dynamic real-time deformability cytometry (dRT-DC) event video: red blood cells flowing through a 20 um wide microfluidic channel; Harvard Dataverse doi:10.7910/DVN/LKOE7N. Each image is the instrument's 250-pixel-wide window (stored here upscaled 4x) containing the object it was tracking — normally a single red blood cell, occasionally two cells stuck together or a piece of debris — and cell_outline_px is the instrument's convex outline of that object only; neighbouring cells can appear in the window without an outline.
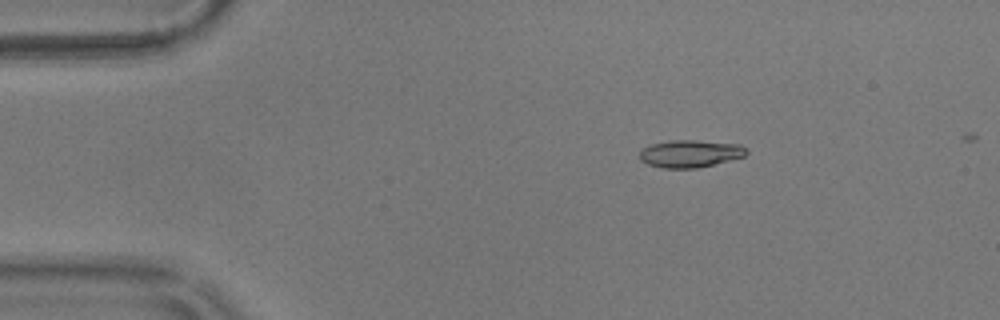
{"species": "common noctule bat (a hibernating species)", "species_latin": "Nyctalus noctula", "temperature_condition": "warm", "stored_images_in_passage": 54, "camera_frame_rate_fps": 3000, "um_per_image_px": 0.085, "animal": {"sex": "male", "body_mass_g": 17.9}, "frame": {"image": 1, "passage_image": 6, "time_ms": 1.667, "image_size_px": [1000, 320], "cell_outline_px": [[748, 152], [744, 156], [696, 168], [664, 168], [648, 164], [640, 160], [640, 152], [648, 144], [668, 140], [696, 140], [740, 144], [748, 148]], "centroid_in_image_um": [58.65, 13.04], "position_along_channel_um": 26.3, "area_um2": 17.05}}
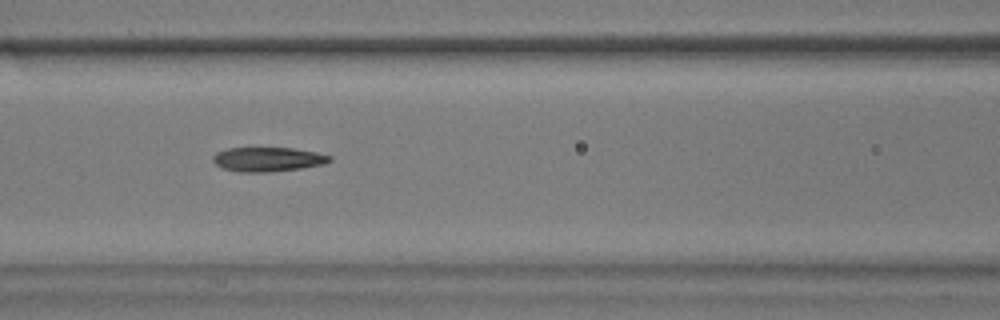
{"frame": {"image": 2, "passage_image": 21, "time_ms": 6.667, "image_size_px": [1000, 320], "cell_outline_px": [[332, 160], [324, 164], [300, 168], [268, 172], [240, 172], [224, 168], [216, 164], [212, 160], [212, 156], [216, 152], [228, 148], [292, 148], [316, 152], [332, 156]], "centroid_in_image_um": [22.77, 13.54], "position_along_channel_um": 143.8, "area_um2": 16.47}}
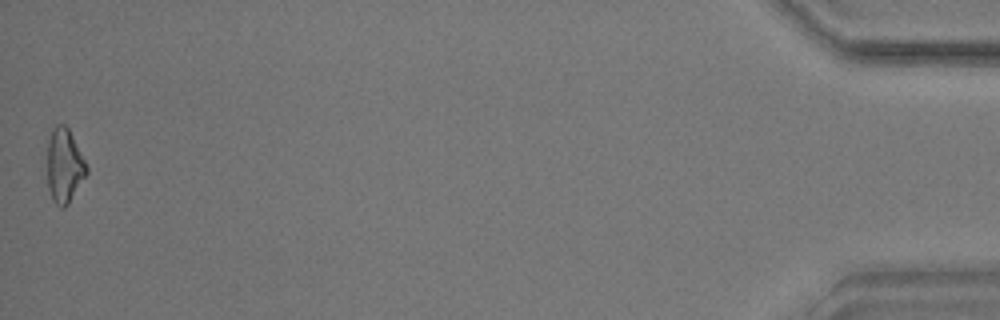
{"frame": {"image": 3, "passage_image": 53, "time_ms": 17.333, "image_size_px": [1000, 320], "cell_outline_px": [[88, 172], [68, 204], [64, 208], [60, 208], [52, 200], [48, 188], [48, 140], [56, 124], [64, 124], [68, 128], [88, 168]], "centroid_in_image_um": [5.46, 14.12], "position_along_channel_um": 429.7, "area_um2": 16.7}}